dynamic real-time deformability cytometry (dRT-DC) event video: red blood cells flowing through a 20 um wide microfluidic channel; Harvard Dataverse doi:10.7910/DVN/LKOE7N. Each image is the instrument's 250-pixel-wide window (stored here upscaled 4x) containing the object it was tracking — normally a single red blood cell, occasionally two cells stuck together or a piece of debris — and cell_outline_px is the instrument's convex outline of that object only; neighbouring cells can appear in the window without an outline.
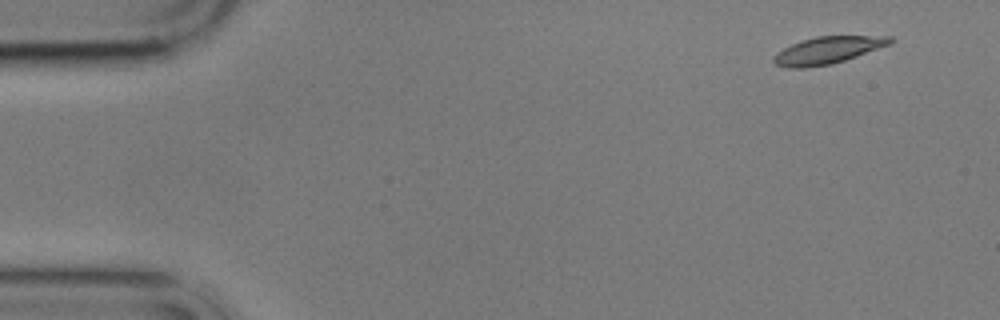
{"species": "common noctule bat (a hibernating species)", "species_latin": "Nyctalus noctula", "temperature_condition": "cold", "stored_images_in_passage": 4, "camera_frame_rate_fps": 3000, "um_per_image_px": 0.085, "animal": {"sex": "male", "body_mass_g": 17.9}, "frame": {"image": 1, "passage_image": 1, "time_ms": 0.0, "image_size_px": [1000, 320], "cell_outline_px": [[896, 40], [888, 44], [856, 56], [832, 64], [804, 68], [788, 68], [776, 64], [772, 60], [772, 56], [776, 52], [800, 40], [816, 36], [892, 36]], "centroid_in_image_um": [70.3, 4.27], "position_along_channel_um": 14.7, "area_um2": 18.32}}
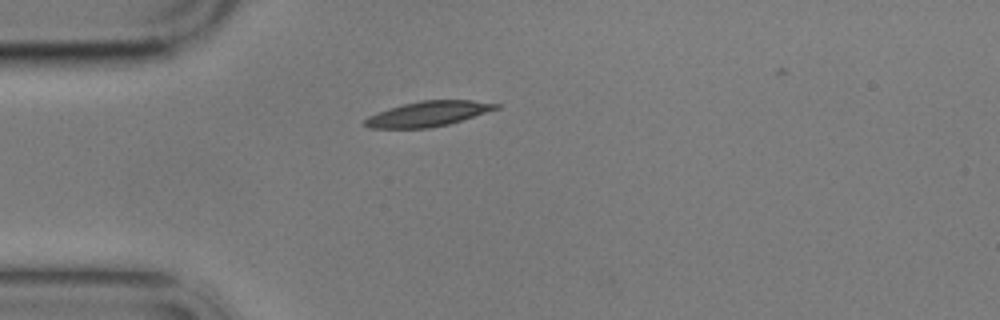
{"frame": {"image": 2, "passage_image": 4, "time_ms": 3.667, "image_size_px": [1000, 320], "cell_outline_px": [[500, 108], [448, 124], [428, 128], [368, 128], [364, 124], [364, 120], [368, 116], [388, 108], [420, 100], [472, 100], [500, 104]], "centroid_in_image_um": [36.38, 9.67], "position_along_channel_um": 48.6, "area_um2": 19.07}}